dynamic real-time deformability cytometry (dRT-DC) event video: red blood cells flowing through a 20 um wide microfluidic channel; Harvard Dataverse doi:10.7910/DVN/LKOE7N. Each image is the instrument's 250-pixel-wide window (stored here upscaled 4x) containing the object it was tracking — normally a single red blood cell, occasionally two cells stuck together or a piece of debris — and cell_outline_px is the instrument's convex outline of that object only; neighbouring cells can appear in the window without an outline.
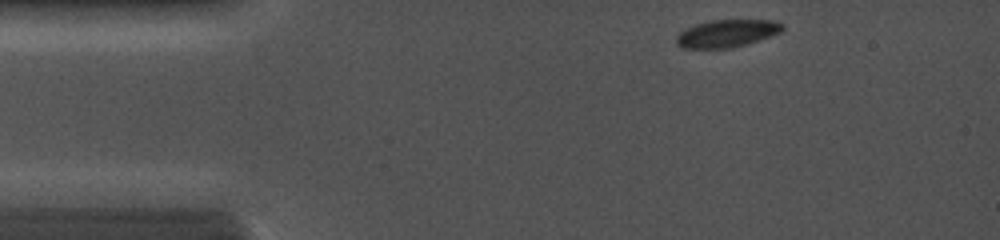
{"species": "common noctule bat (a hibernating species)", "species_latin": "Nyctalus noctula", "temperature_condition": "cold", "stored_images_in_passage": 26, "camera_frame_rate_fps": 5000, "um_per_image_px": 0.085, "animal": {"sex": "female", "body_mass_g": 19.0, "forearm_length_mm": 56.7}, "frame": {"image": 1, "passage_image": 1, "time_ms": 0.0, "image_size_px": [1000, 240], "cell_outline_px": [[784, 28], [780, 32], [732, 48], [680, 48], [676, 44], [676, 36], [680, 32], [696, 24], [712, 20], [772, 20], [784, 24]], "centroid_in_image_um": [61.75, 2.84], "position_along_channel_um": 23.3, "area_um2": 16.76}}
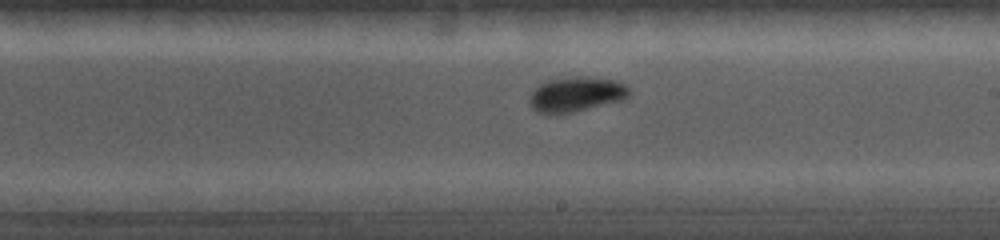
{"frame": {"image": 2, "passage_image": 15, "time_ms": 6.4, "image_size_px": [1000, 240], "cell_outline_px": [[628, 96], [624, 100], [556, 116], [536, 112], [532, 108], [528, 100], [532, 92], [540, 84], [548, 80], [572, 76], [588, 76], [612, 80], [624, 84], [628, 88]], "centroid_in_image_um": [48.93, 8.04], "position_along_channel_um": 240.1, "area_um2": 20.52}}
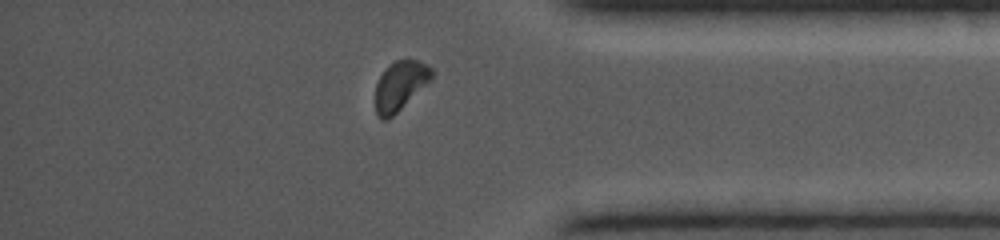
{"frame": {"image": 3, "passage_image": 23, "time_ms": 10.2, "image_size_px": [1000, 240], "cell_outline_px": [[432, 80], [428, 84], [388, 120], [380, 120], [376, 116], [376, 84], [380, 76], [396, 60], [416, 60], [432, 68]], "centroid_in_image_um": [34.02, 7.33], "position_along_channel_um": 401.2, "area_um2": 15.95}}